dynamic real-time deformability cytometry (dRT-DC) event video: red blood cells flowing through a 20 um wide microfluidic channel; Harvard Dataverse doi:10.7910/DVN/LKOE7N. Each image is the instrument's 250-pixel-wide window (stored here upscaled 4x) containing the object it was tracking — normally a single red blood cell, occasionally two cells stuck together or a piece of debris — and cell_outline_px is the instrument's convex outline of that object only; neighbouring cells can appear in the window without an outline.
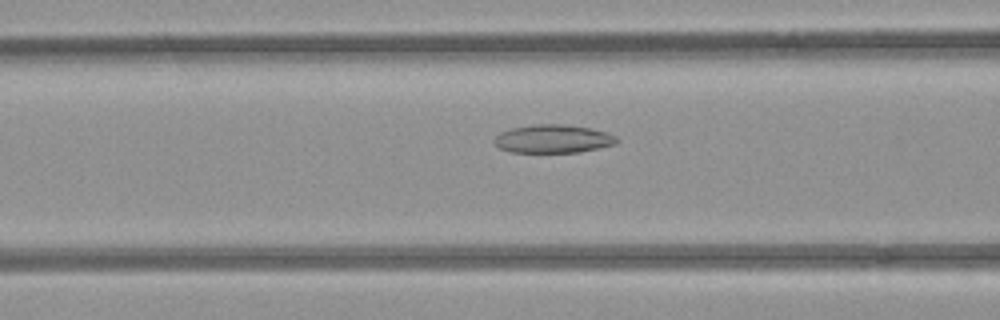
{"species": "common noctule bat (a hibernating species)", "species_latin": "Nyctalus noctula", "temperature_condition": "room temperature", "stored_images_in_passage": 54, "camera_frame_rate_fps": 3000, "um_per_image_px": 0.085, "animal": {"sex": "female", "body_mass_g": 21.9}, "frame": {"image": 1, "passage_image": 22, "time_ms": 7.0, "image_size_px": [1000, 320], "cell_outline_px": [[620, 140], [616, 144], [580, 152], [508, 152], [500, 148], [492, 140], [500, 132], [512, 128], [536, 124], [564, 124], [588, 128], [608, 132], [616, 136]], "centroid_in_image_um": [47.02, 11.8], "position_along_channel_um": 119.6, "area_um2": 20.23}}
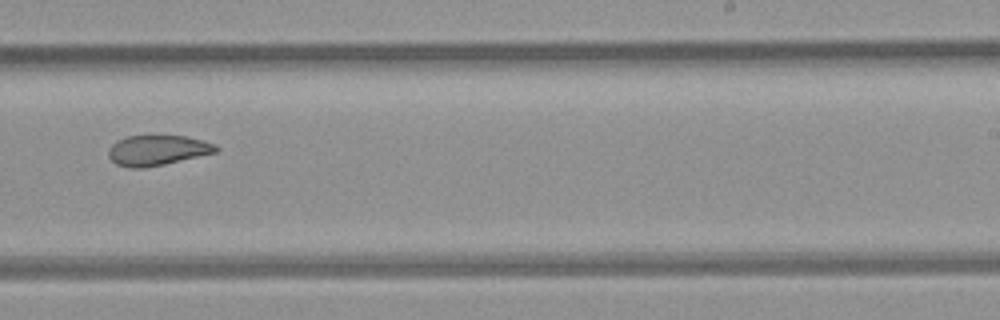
{"frame": {"image": 2, "passage_image": 34, "time_ms": 11.0, "image_size_px": [1000, 320], "cell_outline_px": [[220, 148], [216, 152], [164, 164], [144, 168], [128, 168], [116, 164], [108, 156], [108, 148], [116, 140], [128, 136], [184, 136], [204, 140], [216, 144]], "centroid_in_image_um": [13.36, 12.77], "position_along_channel_um": 275.6, "area_um2": 18.96}}
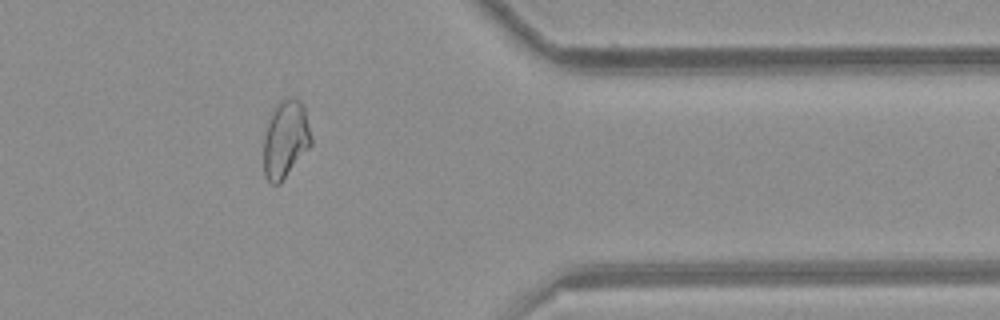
{"frame": {"image": 3, "passage_image": 44, "time_ms": 14.333, "image_size_px": [1000, 320], "cell_outline_px": [[312, 144], [280, 184], [272, 184], [264, 176], [264, 132], [268, 120], [276, 104], [280, 100], [288, 96], [292, 96], [300, 100], [304, 104], [312, 140]], "centroid_in_image_um": [24.27, 11.8], "position_along_channel_um": 387.1, "area_um2": 21.79}, "authors_computed_cell_mechanics": {"area_um2": 22.5998, "velocity_mm_per_s": 3.8991, "shape_relaxation_time_tau1_ms": null, "shape_relaxation_time_tau2_ms": 3.1928, "deformation_change_tau1": null, "deformation_change_tau2": 0.0923}}